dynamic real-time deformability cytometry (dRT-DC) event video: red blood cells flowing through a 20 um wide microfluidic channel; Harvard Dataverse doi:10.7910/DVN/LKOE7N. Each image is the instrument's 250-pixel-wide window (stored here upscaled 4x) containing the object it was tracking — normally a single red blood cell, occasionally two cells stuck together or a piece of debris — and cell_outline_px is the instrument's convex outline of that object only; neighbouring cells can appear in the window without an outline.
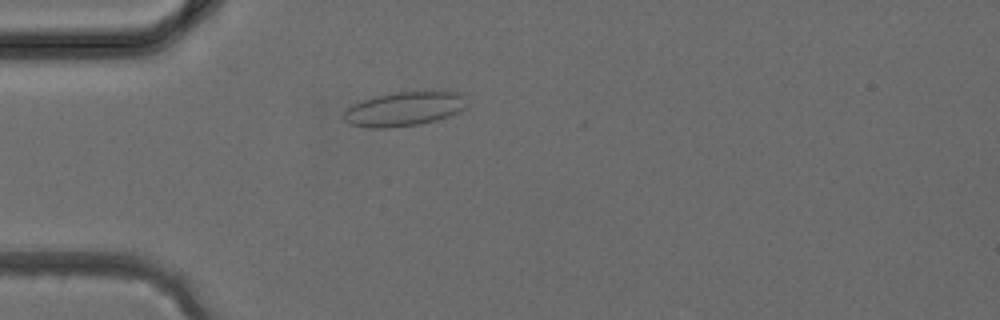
{"species": "common noctule bat (a hibernating species)", "species_latin": "Nyctalus noctula", "temperature_condition": "cold", "stored_images_in_passage": 36, "camera_frame_rate_fps": 3000, "um_per_image_px": 0.085, "animal": {"sex": "female", "body_mass_g": 24.6, "forearm_length_mm": 56.2}, "frame": {"image": 1, "passage_image": 9, "time_ms": 2.667, "image_size_px": [1000, 320], "cell_outline_px": [[468, 108], [448, 116], [436, 120], [420, 124], [388, 128], [372, 128], [348, 124], [344, 120], [344, 112], [348, 108], [372, 96], [396, 92], [432, 88], [456, 92], [464, 96], [468, 104]], "centroid_in_image_um": [34.44, 9.22], "position_along_channel_um": 50.6, "area_um2": 25.32}}
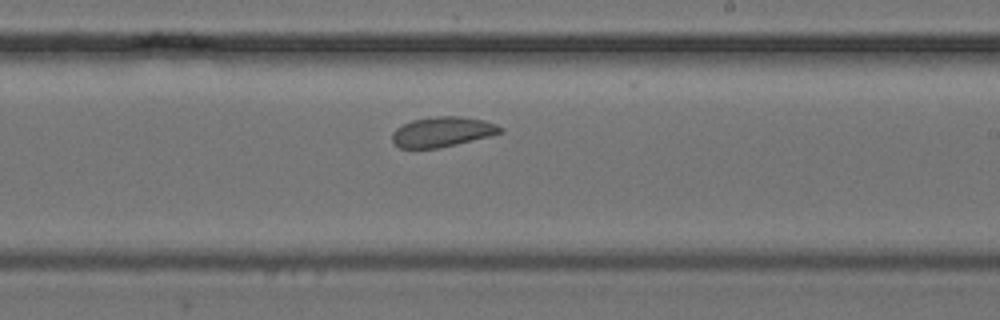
{"frame": {"image": 2, "passage_image": 21, "time_ms": 6.667, "image_size_px": [1000, 320], "cell_outline_px": [[504, 132], [440, 148], [400, 148], [392, 140], [392, 132], [396, 128], [412, 120], [436, 116], [460, 116], [484, 120], [496, 124], [504, 128]], "centroid_in_image_um": [37.61, 11.2], "position_along_channel_um": 251.4, "area_um2": 18.84}}
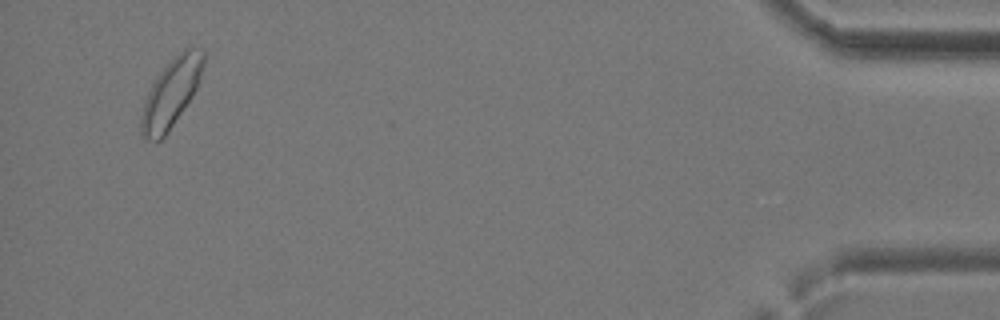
{"frame": {"image": 3, "passage_image": 35, "time_ms": 11.333, "image_size_px": [1000, 320], "cell_outline_px": [[204, 64], [196, 88], [192, 96], [168, 132], [160, 140], [148, 140], [140, 132], [140, 120], [144, 100], [156, 76], [184, 48], [204, 48]], "centroid_in_image_um": [14.54, 7.91], "position_along_channel_um": 420.7, "area_um2": 24.39}}